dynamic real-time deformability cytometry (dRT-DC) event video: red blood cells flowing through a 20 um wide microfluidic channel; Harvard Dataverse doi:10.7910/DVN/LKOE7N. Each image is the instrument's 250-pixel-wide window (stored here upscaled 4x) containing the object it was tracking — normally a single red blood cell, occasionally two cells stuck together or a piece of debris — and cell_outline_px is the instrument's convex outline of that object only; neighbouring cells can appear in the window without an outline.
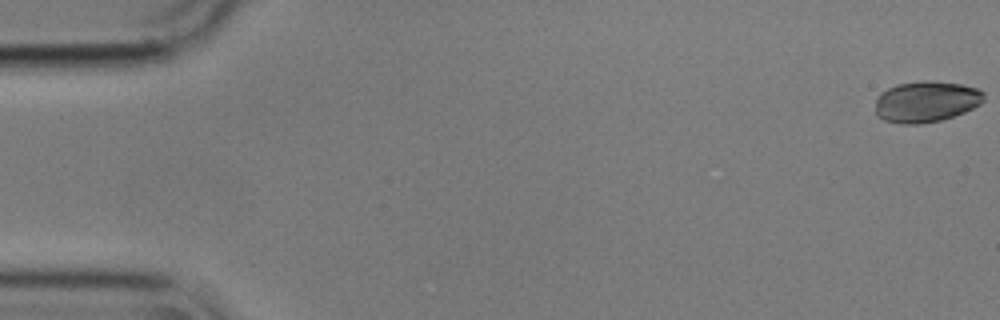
{"species": "common noctule bat (a hibernating species)", "species_latin": "Nyctalus noctula", "temperature_condition": "cold", "stored_images_in_passage": 56, "camera_frame_rate_fps": 3000, "um_per_image_px": 0.085, "animal": {"sex": "male", "body_mass_g": 17.9}, "frame": {"image": 1, "passage_image": 1, "time_ms": 0.0, "image_size_px": [1000, 320], "cell_outline_px": [[984, 100], [980, 104], [964, 112], [940, 120], [920, 124], [900, 124], [884, 120], [876, 116], [876, 100], [880, 92], [896, 84], [924, 80], [960, 84], [980, 88], [984, 92]], "centroid_in_image_um": [78.71, 8.63], "position_along_channel_um": 6.3, "area_um2": 26.13}}
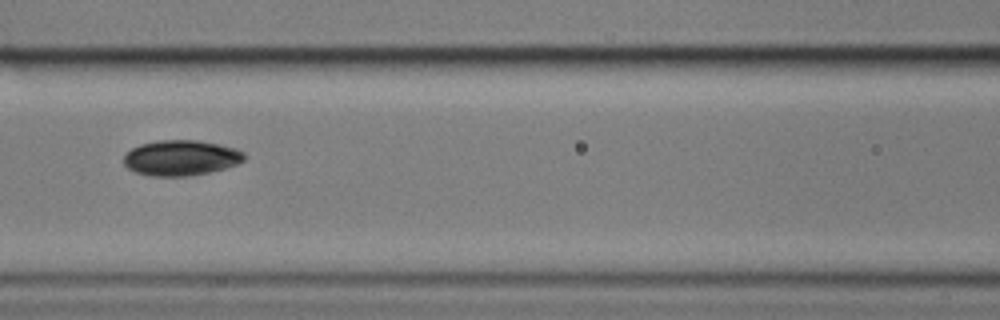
{"frame": {"image": 2, "passage_image": 25, "time_ms": 8.0, "image_size_px": [1000, 320], "cell_outline_px": [[244, 160], [236, 164], [224, 168], [208, 172], [188, 176], [152, 176], [136, 172], [128, 168], [124, 164], [124, 156], [132, 148], [140, 144], [160, 140], [196, 140], [220, 144], [236, 148], [244, 152]], "centroid_in_image_um": [15.38, 13.41], "position_along_channel_um": 151.2, "area_um2": 24.74}}
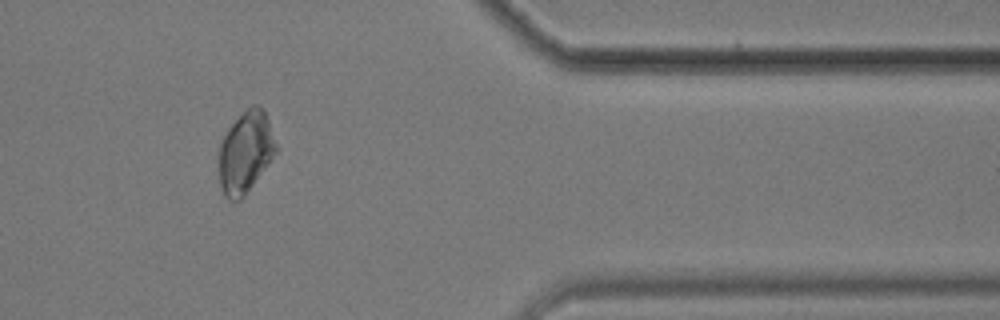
{"frame": {"image": 3, "passage_image": 47, "time_ms": 15.333, "image_size_px": [1000, 320], "cell_outline_px": [[280, 148], [244, 196], [240, 200], [228, 200], [224, 196], [220, 184], [220, 144], [228, 128], [252, 104], [256, 104], [264, 112], [268, 120]], "centroid_in_image_um": [20.9, 12.95], "position_along_channel_um": 390.5, "area_um2": 26.82}, "authors_computed_cell_mechanics": {"area_um2": 25.7788, "velocity_mm_per_s": 3.5673, "shape_relaxation_time_tau1_ms": 4.0199, "shape_relaxation_time_tau2_ms": null, "deformation_change_tau1": 0.0646, "deformation_change_tau2": null}}